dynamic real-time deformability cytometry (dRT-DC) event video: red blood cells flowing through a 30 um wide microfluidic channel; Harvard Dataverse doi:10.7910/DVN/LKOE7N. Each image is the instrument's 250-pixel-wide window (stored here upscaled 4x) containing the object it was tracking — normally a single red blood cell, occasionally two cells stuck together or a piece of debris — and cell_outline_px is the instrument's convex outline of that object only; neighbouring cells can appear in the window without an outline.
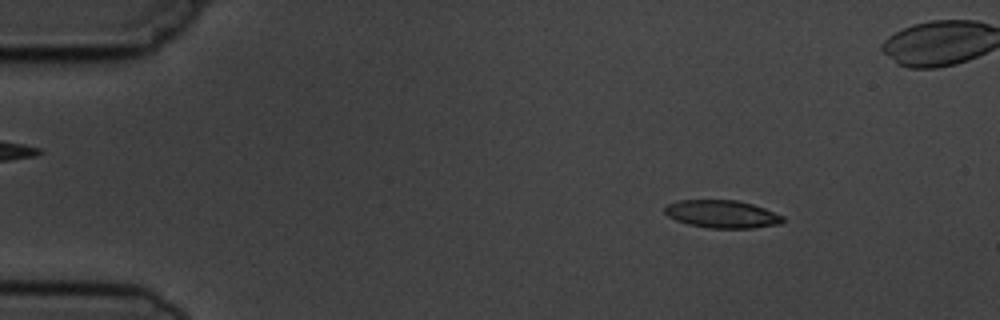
{"species": "common noctule bat (a hibernating species)", "species_latin": "Nyctalus noctula", "temperature_condition": "cold", "stored_images_in_passage": 8, "camera_frame_rate_fps": 3000, "um_per_image_px": 0.085, "animal": {"sex": "male", "body_mass_g": 19.5, "forearm_length_mm": 54.6}, "frame": {"image": 1, "passage_image": 2, "time_ms": 1.333, "image_size_px": [1000, 320], "cell_outline_px": [[784, 220], [780, 224], [752, 228], [708, 228], [688, 224], [676, 220], [668, 216], [664, 212], [664, 208], [668, 204], [680, 200], [736, 200], [752, 204], [764, 208], [784, 216]], "centroid_in_image_um": [61.37, 18.2], "position_along_channel_um": 23.6, "area_um2": 19.07}}
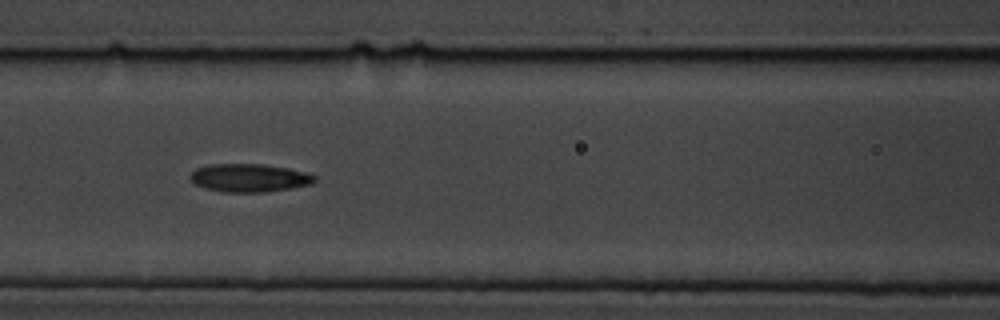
{"frame": {"image": 2, "passage_image": 6, "time_ms": 6.667, "image_size_px": [1000, 320], "cell_outline_px": [[316, 180], [312, 184], [292, 188], [264, 192], [224, 192], [204, 188], [196, 184], [188, 176], [196, 168], [208, 164], [260, 164], [288, 168], [304, 172], [316, 176]], "centroid_in_image_um": [21.18, 15.12], "position_along_channel_um": 145.4, "area_um2": 20.4}}
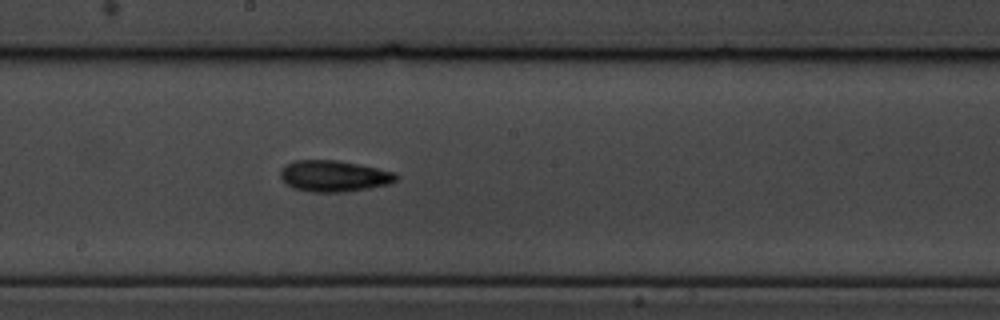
{"frame": {"image": 3, "passage_image": 8, "time_ms": 8.667, "image_size_px": [1000, 320], "cell_outline_px": [[400, 176], [396, 180], [388, 184], [368, 188], [344, 192], [308, 192], [292, 188], [284, 184], [280, 176], [280, 172], [288, 164], [296, 160], [340, 160], [396, 172]], "centroid_in_image_um": [28.38, 14.97], "position_along_channel_um": 219.8, "area_um2": 21.21}}